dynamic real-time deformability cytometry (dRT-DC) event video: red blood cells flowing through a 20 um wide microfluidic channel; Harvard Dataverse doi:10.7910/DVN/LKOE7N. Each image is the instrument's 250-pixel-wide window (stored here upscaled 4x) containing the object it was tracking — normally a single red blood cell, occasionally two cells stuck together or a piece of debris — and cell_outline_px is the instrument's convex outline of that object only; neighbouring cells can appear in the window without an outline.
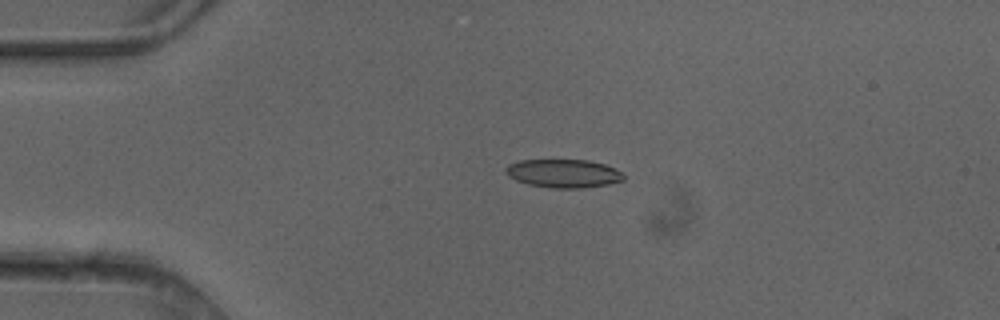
{"species": "common noctule bat (a hibernating species)", "species_latin": "Nyctalus noctula", "temperature_condition": "cold", "stored_images_in_passage": 3, "camera_frame_rate_fps": 3000, "um_per_image_px": 0.085, "animal": {"sex": "female"}, "frame": {"image": 1, "passage_image": 3, "time_ms": 0.667, "image_size_px": [1000, 320], "cell_outline_px": [[624, 180], [608, 184], [584, 188], [552, 188], [528, 184], [516, 180], [508, 176], [504, 172], [504, 168], [508, 164], [520, 160], [588, 160], [604, 164], [620, 172], [624, 176]], "centroid_in_image_um": [47.85, 14.74], "position_along_channel_um": 37.2, "area_um2": 19.48}}